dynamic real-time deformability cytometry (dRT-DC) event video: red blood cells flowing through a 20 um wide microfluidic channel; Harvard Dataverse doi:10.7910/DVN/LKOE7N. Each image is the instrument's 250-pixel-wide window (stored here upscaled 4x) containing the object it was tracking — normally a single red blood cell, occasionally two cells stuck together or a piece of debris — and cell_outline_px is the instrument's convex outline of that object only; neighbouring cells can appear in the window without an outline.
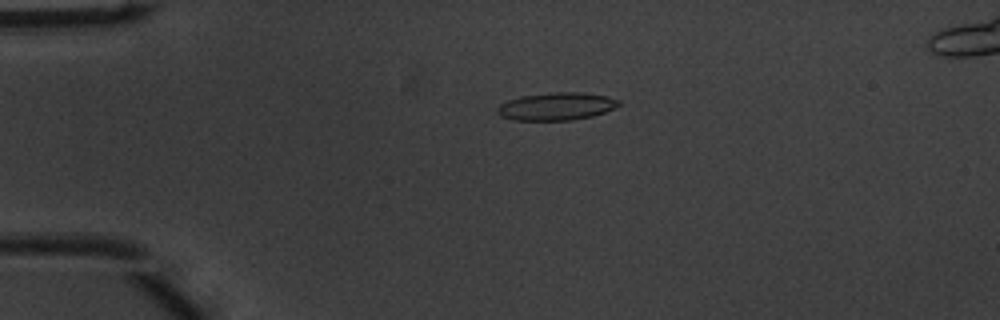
{"species": "common noctule bat (a hibernating species)", "species_latin": "Nyctalus noctula", "temperature_condition": "warm", "stored_images_in_passage": 43, "camera_frame_rate_fps": 3000, "um_per_image_px": 0.085, "animal": {"sex": "male", "body_mass_g": 20.1, "forearm_length_mm": 53.5}, "frame": {"image": 1, "passage_image": 4, "time_ms": 1.0, "image_size_px": [1000, 320], "cell_outline_px": [[620, 104], [604, 112], [592, 116], [572, 120], [512, 120], [500, 116], [496, 112], [496, 108], [500, 104], [508, 100], [520, 96], [552, 92], [580, 92], [608, 96], [620, 100]], "centroid_in_image_um": [47.26, 9.04], "position_along_channel_um": 37.7, "area_um2": 19.65}}
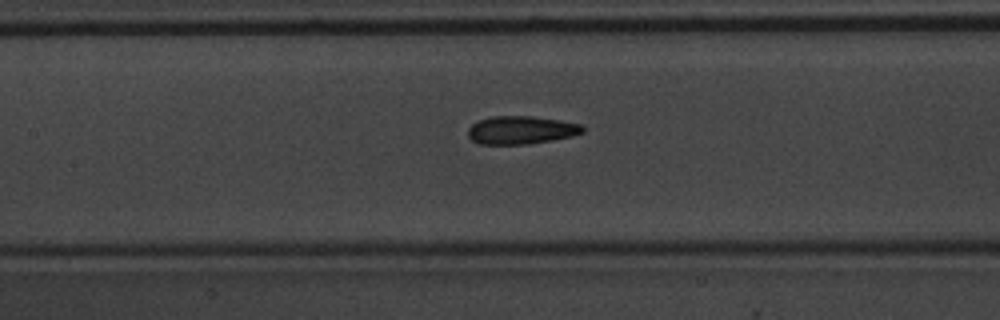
{"frame": {"image": 2, "passage_image": 16, "time_ms": 5.0, "image_size_px": [1000, 320], "cell_outline_px": [[584, 132], [572, 136], [552, 140], [528, 144], [480, 144], [472, 140], [468, 136], [468, 128], [472, 124], [480, 120], [492, 116], [532, 116], [560, 120], [580, 124], [584, 128]], "centroid_in_image_um": [44.29, 11.05], "position_along_channel_um": 163.1, "area_um2": 18.73}}
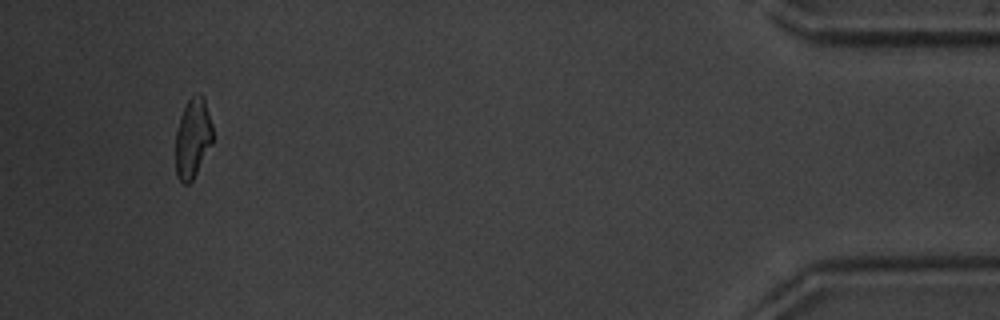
{"frame": {"image": 3, "passage_image": 40, "time_ms": 13.0, "image_size_px": [1000, 320], "cell_outline_px": [[212, 144], [192, 180], [188, 184], [184, 184], [176, 176], [176, 132], [180, 116], [188, 100], [196, 92], [200, 92], [204, 96], [212, 124]], "centroid_in_image_um": [16.39, 11.71], "position_along_channel_um": 418.8, "area_um2": 17.28}, "authors_computed_cell_mechanics": {"area_um2": 18.496, "velocity_mm_per_s": 4.057, "shape_relaxation_time_tau1_ms": 3.743, "shape_relaxation_time_tau2_ms": 2.6928, "deformation_change_tau1": 0.1564, "deformation_change_tau2": 0.1032}}